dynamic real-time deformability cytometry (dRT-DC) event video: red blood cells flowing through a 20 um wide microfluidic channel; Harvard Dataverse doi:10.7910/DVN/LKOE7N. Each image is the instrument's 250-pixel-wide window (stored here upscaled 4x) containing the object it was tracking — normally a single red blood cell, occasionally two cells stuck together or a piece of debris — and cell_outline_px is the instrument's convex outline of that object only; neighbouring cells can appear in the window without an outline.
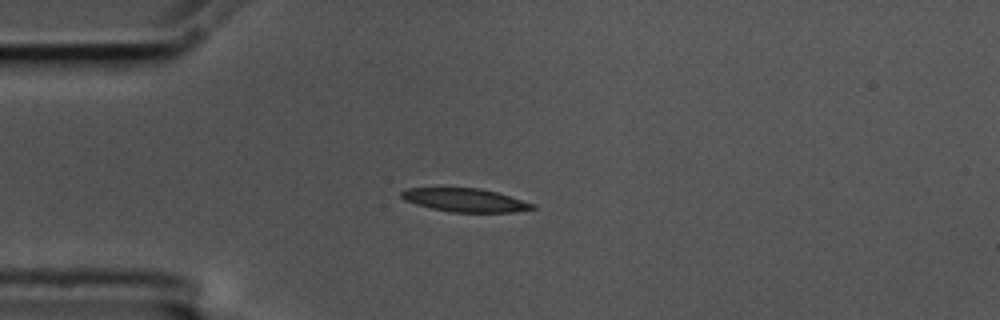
{"species": "common noctule bat (a hibernating species)", "species_latin": "Nyctalus noctula", "temperature_condition": "cold", "stored_images_in_passage": 6, "camera_frame_rate_fps": 3000, "um_per_image_px": 0.085, "animal": {"sex": "male", "body_mass_g": 17.5, "forearm_length_mm": 52.3}, "frame": {"image": 1, "passage_image": 4, "time_ms": 1.0, "image_size_px": [1000, 320], "cell_outline_px": [[536, 208], [512, 212], [452, 212], [432, 208], [416, 204], [404, 200], [400, 196], [400, 192], [408, 188], [480, 188], [496, 192], [536, 204]], "centroid_in_image_um": [39.53, 17.01], "position_along_channel_um": 45.5, "area_um2": 17.74}}